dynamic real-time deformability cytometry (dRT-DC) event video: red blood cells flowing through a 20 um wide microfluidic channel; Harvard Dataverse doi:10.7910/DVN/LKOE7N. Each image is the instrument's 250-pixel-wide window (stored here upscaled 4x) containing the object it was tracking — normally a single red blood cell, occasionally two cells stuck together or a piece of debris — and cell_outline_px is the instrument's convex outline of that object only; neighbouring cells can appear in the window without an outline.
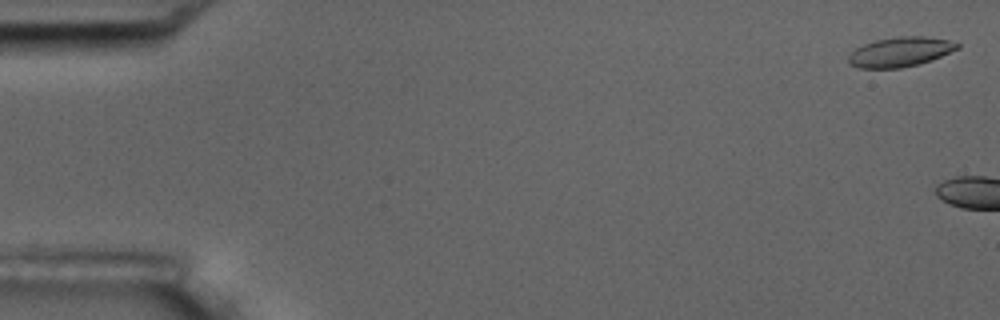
{"species": "common noctule bat (a hibernating species)", "species_latin": "Nyctalus noctula", "temperature_condition": "room temperature", "stored_images_in_passage": 7, "camera_frame_rate_fps": 3000, "um_per_image_px": 0.085, "animal": {"sex": "male", "body_mass_g": 17.5, "forearm_length_mm": 52.3}, "frame": {"image": 1, "passage_image": 1, "time_ms": 0.0, "image_size_px": [1000, 320], "cell_outline_px": [[960, 48], [932, 60], [900, 68], [860, 68], [848, 64], [848, 56], [856, 48], [864, 44], [876, 40], [900, 36], [924, 36], [948, 40], [960, 44]], "centroid_in_image_um": [76.52, 4.41], "position_along_channel_um": 8.5, "area_um2": 18.73}}
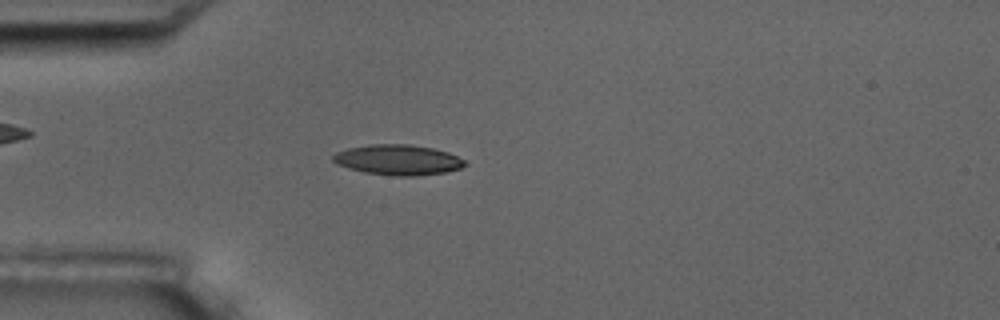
{"frame": {"image": 2, "passage_image": 6, "time_ms": 6.0, "image_size_px": [1000, 320], "cell_outline_px": [[468, 164], [460, 168], [448, 172], [416, 176], [396, 176], [364, 172], [348, 168], [336, 164], [332, 160], [332, 156], [336, 152], [348, 148], [372, 144], [408, 144], [432, 148], [448, 152], [464, 160]], "centroid_in_image_um": [33.83, 13.59], "position_along_channel_um": 51.2, "area_um2": 23.35}}